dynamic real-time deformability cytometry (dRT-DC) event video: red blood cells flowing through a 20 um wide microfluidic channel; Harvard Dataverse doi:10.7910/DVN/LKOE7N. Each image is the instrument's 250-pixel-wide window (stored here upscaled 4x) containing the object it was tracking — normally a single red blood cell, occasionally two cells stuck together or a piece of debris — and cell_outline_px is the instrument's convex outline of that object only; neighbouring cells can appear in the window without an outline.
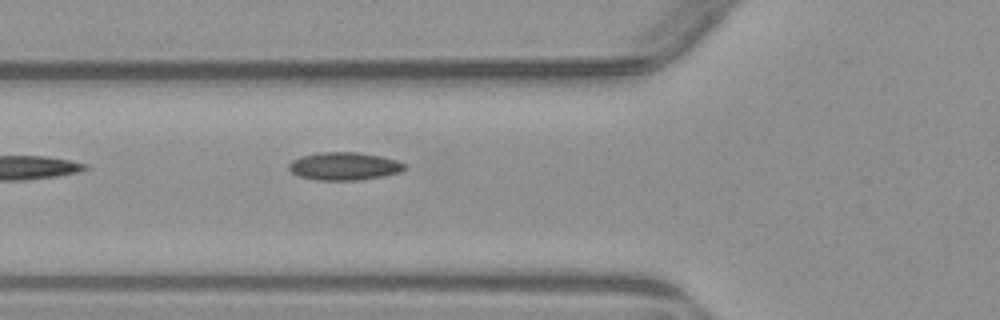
{"species": "common noctule bat (a hibernating species)", "species_latin": "Nyctalus noctula", "temperature_condition": "warm", "stored_images_in_passage": 6, "camera_frame_rate_fps": 3000, "um_per_image_px": 0.085, "animal": {"sex": "male", "body_mass_g": 23.1, "forearm_length_mm": 52.7}, "frame": {"image": 1, "passage_image": 6, "time_ms": 6.0, "image_size_px": [1000, 320], "cell_outline_px": [[408, 168], [400, 172], [384, 176], [356, 180], [316, 180], [300, 176], [292, 172], [288, 168], [288, 164], [292, 160], [300, 156], [320, 152], [356, 152], [380, 156], [396, 160], [404, 164]], "centroid_in_image_um": [29.25, 14.12], "position_along_channel_um": 96.6, "area_um2": 18.79}}